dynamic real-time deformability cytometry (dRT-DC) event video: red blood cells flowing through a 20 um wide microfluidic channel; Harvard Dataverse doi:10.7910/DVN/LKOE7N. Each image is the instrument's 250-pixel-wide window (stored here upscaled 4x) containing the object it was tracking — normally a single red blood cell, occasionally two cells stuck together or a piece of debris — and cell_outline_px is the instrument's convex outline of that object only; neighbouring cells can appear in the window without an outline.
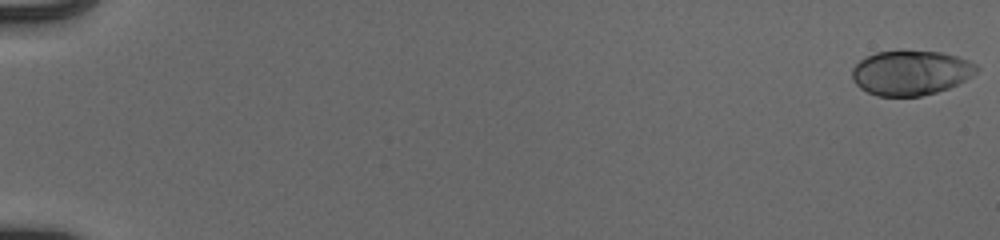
{"species": "human", "species_latin": "Homo sapiens", "temperature_condition": "cold", "stored_images_in_passage": 54, "camera_frame_rate_fps": 3000, "um_per_image_px": 0.085, "donor": {"sex": "male"}, "frame": {"image": 1, "passage_image": 1, "time_ms": 0.0, "image_size_px": [1000, 240], "cell_outline_px": [[980, 68], [972, 76], [948, 88], [936, 92], [920, 96], [876, 96], [860, 88], [852, 80], [852, 68], [860, 60], [876, 52], [900, 48], [940, 52], [956, 56], [968, 60], [976, 64]], "centroid_in_image_um": [77.39, 6.15], "position_along_channel_um": 7.6, "area_um2": 33.0}}
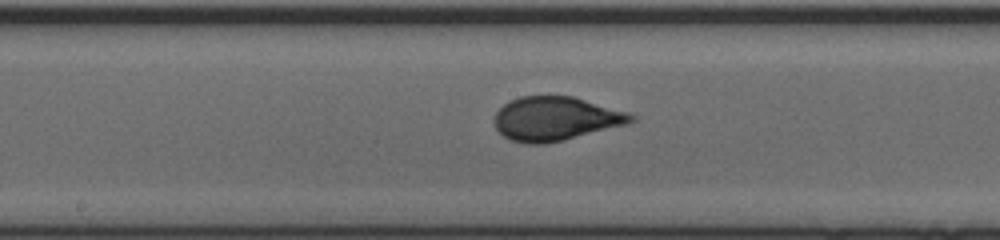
{"frame": {"image": 2, "passage_image": 31, "time_ms": 10.0, "image_size_px": [1000, 240], "cell_outline_px": [[636, 120], [628, 124], [564, 140], [544, 144], [528, 144], [512, 140], [504, 136], [496, 128], [492, 120], [496, 112], [504, 104], [520, 96], [572, 96], [628, 112], [636, 116]], "centroid_in_image_um": [47.23, 10.09], "position_along_channel_um": 201.0, "area_um2": 34.97}}
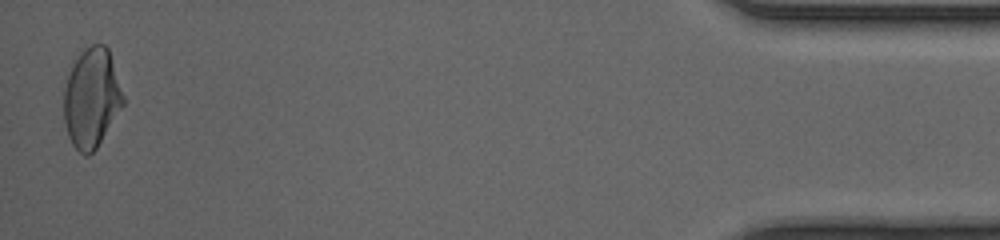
{"frame": {"image": 3, "passage_image": 54, "time_ms": 17.667, "image_size_px": [1000, 240], "cell_outline_px": [[124, 104], [96, 148], [88, 156], [84, 156], [72, 144], [68, 136], [64, 120], [64, 88], [72, 64], [84, 48], [92, 44], [104, 44], [108, 48], [124, 96]], "centroid_in_image_um": [7.78, 8.33], "position_along_channel_um": 427.4, "area_um2": 34.16}, "authors_computed_cell_mechanics": {"area_um2": 34.0731, "velocity_mm_per_s": 3.9694, "shape_relaxation_time_tau1_ms": 4.0029, "shape_relaxation_time_tau2_ms": null, "deformation_change_tau1": 0.1792, "deformation_change_tau2": null}}